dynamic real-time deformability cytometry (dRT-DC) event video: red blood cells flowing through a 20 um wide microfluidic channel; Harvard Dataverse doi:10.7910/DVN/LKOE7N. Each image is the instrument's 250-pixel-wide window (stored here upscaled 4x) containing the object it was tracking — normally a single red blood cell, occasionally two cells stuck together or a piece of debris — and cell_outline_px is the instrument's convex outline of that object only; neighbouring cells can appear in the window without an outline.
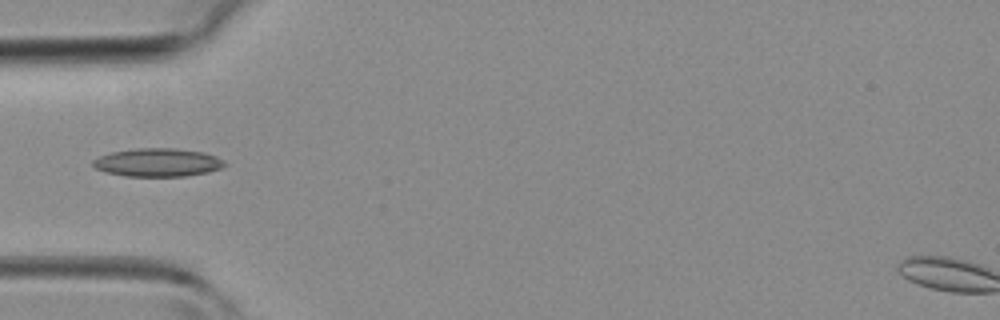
{"species": "common noctule bat (a hibernating species)", "species_latin": "Nyctalus noctula", "temperature_condition": "room temperature", "stored_images_in_passage": 23, "camera_frame_rate_fps": 3000, "um_per_image_px": 0.085, "animal": {"sex": "female", "body_mass_g": 19.3, "forearm_length_mm": 54.1}, "frame": {"image": 1, "passage_image": 1, "time_ms": 0.0, "image_size_px": [1000, 320], "cell_outline_px": [[228, 164], [220, 168], [208, 172], [188, 176], [124, 176], [104, 172], [96, 168], [92, 164], [92, 160], [100, 156], [112, 152], [136, 148], [176, 148], [204, 152], [216, 156], [224, 160]], "centroid_in_image_um": [13.42, 13.81], "position_along_channel_um": 71.6, "area_um2": 21.85}}
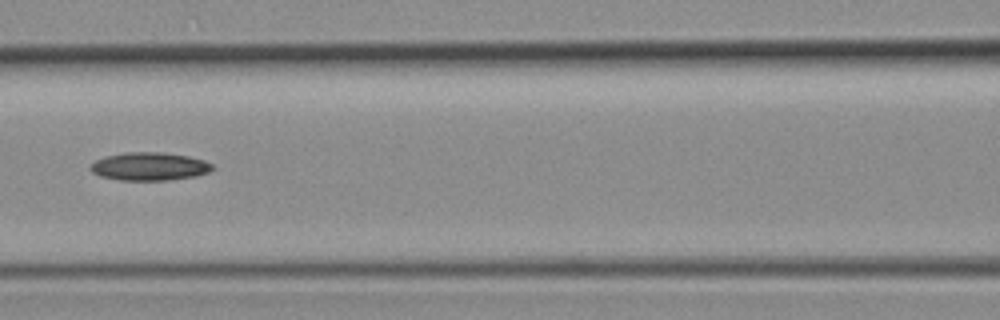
{"frame": {"image": 2, "passage_image": 6, "time_ms": 1.667, "image_size_px": [1000, 320], "cell_outline_px": [[212, 168], [208, 172], [196, 176], [168, 180], [120, 180], [100, 176], [92, 172], [88, 168], [96, 160], [108, 156], [128, 152], [160, 152], [188, 156], [204, 160], [212, 164]], "centroid_in_image_um": [12.7, 14.15], "position_along_channel_um": 153.9, "area_um2": 19.77}}
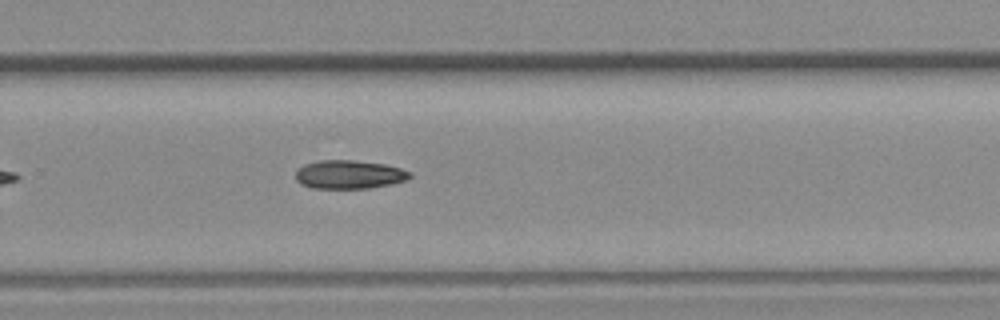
{"frame": {"image": 3, "passage_image": 15, "time_ms": 4.667, "image_size_px": [1000, 320], "cell_outline_px": [[412, 176], [408, 180], [392, 184], [368, 188], [312, 188], [300, 184], [296, 180], [296, 172], [304, 164], [320, 160], [352, 160], [384, 164], [400, 168], [412, 172]], "centroid_in_image_um": [29.7, 14.83], "position_along_channel_um": 300.1, "area_um2": 19.07}}